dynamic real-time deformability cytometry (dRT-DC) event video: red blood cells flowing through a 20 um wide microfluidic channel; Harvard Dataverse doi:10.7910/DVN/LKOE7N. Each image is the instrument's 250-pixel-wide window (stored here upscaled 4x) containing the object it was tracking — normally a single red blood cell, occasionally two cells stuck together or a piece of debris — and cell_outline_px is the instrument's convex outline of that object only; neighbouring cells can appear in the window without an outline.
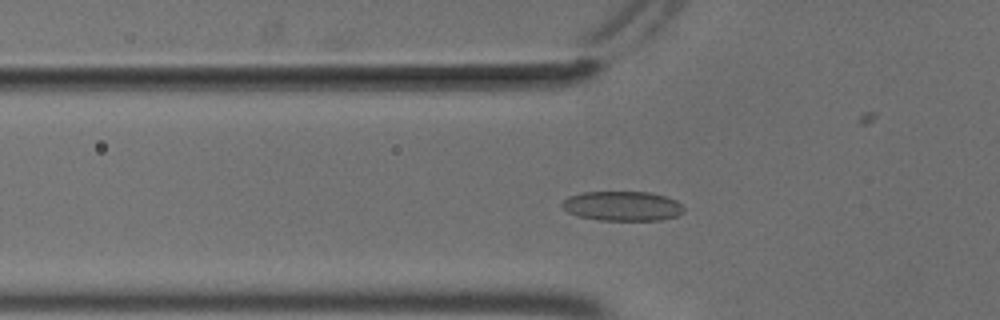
{"species": "common noctule bat (a hibernating species)", "species_latin": "Nyctalus noctula", "temperature_condition": "cold", "stored_images_in_passage": 56, "camera_frame_rate_fps": 3000, "um_per_image_px": 0.085, "animal": {"sex": "male", "body_mass_g": 18.8}, "frame": {"image": 1, "passage_image": 19, "time_ms": 6.0, "image_size_px": [1000, 320], "cell_outline_px": [[684, 212], [676, 216], [660, 220], [600, 220], [580, 216], [568, 212], [560, 204], [568, 196], [584, 192], [652, 192], [676, 200], [684, 208]], "centroid_in_image_um": [52.91, 17.51], "position_along_channel_um": 72.9, "area_um2": 20.92}}
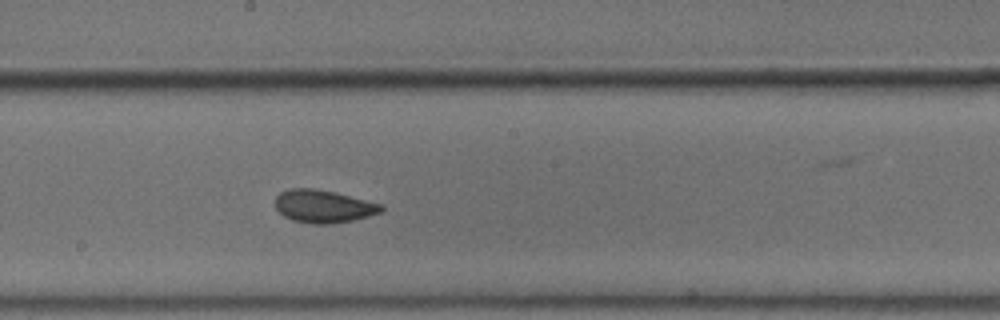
{"frame": {"image": 2, "passage_image": 31, "time_ms": 10.0, "image_size_px": [1000, 320], "cell_outline_px": [[384, 208], [380, 212], [368, 216], [352, 220], [332, 224], [308, 224], [292, 220], [284, 216], [276, 208], [276, 196], [280, 192], [288, 188], [312, 188], [332, 192], [384, 204]], "centroid_in_image_um": [27.47, 17.54], "position_along_channel_um": 220.7, "area_um2": 20.23}}
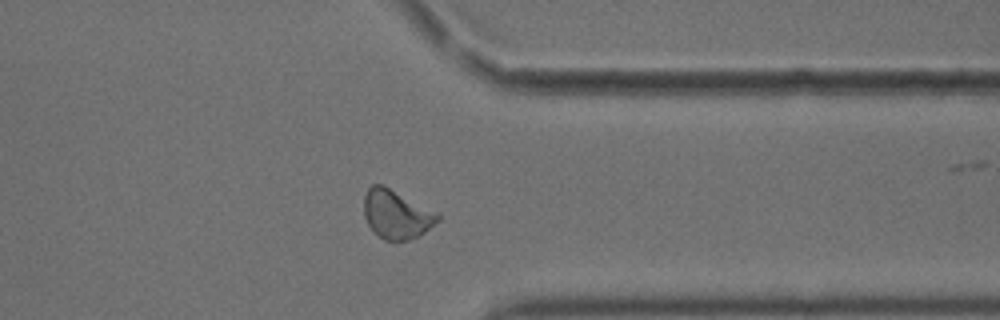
{"frame": {"image": 3, "passage_image": 44, "time_ms": 14.333, "image_size_px": [1000, 320], "cell_outline_px": [[440, 220], [420, 236], [408, 240], [384, 240], [368, 224], [364, 216], [364, 196], [368, 188], [372, 184], [384, 184], [440, 212]], "centroid_in_image_um": [33.75, 18.18], "position_along_channel_um": 377.7, "area_um2": 21.39}, "authors_computed_cell_mechanics": {"area_um2": 20.8369, "velocity_mm_per_s": 3.6866, "shape_relaxation_time_tau1_ms": 11.0607, "shape_relaxation_time_tau2_ms": 1.4579, "deformation_change_tau1": 0.1443, "deformation_change_tau2": 0.0624}}